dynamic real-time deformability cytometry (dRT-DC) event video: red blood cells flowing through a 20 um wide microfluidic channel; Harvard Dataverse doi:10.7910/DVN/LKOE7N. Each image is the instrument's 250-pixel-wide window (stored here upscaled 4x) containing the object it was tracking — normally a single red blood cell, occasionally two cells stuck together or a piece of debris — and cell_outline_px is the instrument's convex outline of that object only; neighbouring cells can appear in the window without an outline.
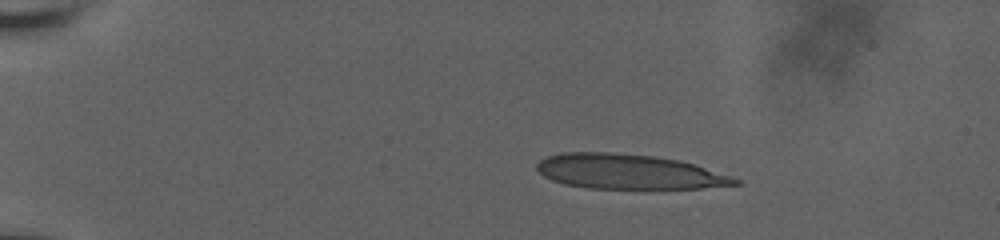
{"species": "human", "species_latin": "Homo sapiens", "temperature_condition": "room temperature", "stored_images_in_passage": 5, "camera_frame_rate_fps": 3000, "um_per_image_px": 0.085, "donor": {"sex": "male"}, "frame": {"image": 1, "passage_image": 3, "time_ms": 2.333, "image_size_px": [1000, 240], "cell_outline_px": [[740, 184], [700, 188], [644, 192], [584, 188], [564, 184], [552, 180], [544, 176], [536, 168], [536, 164], [540, 160], [548, 156], [564, 152], [612, 152], [652, 156], [680, 160], [740, 180]], "centroid_in_image_um": [53.41, 14.65], "position_along_channel_um": 31.6, "area_um2": 41.38}}